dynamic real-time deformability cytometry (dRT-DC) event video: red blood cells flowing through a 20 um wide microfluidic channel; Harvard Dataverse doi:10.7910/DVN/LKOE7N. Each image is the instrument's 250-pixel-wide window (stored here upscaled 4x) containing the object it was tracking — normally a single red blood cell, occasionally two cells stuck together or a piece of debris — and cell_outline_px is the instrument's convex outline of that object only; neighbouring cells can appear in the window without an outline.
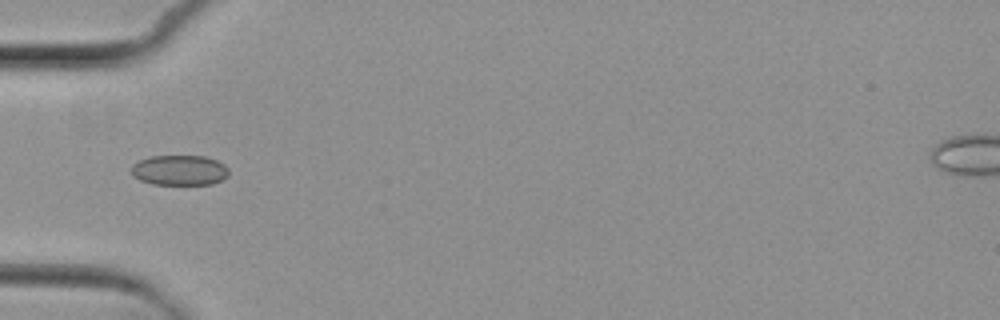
{"species": "common noctule bat (a hibernating species)", "species_latin": "Nyctalus noctula", "temperature_condition": "cold", "stored_images_in_passage": 8, "camera_frame_rate_fps": 3000, "um_per_image_px": 0.085, "animal": {"sex": "female", "body_mass_g": 29.2, "forearm_length_mm": 56.3}, "frame": {"image": 1, "passage_image": 6, "time_ms": 6.0, "image_size_px": [1000, 320], "cell_outline_px": [[228, 176], [212, 184], [152, 184], [140, 180], [132, 176], [132, 164], [140, 160], [152, 156], [204, 156], [216, 160], [224, 164], [228, 168]], "centroid_in_image_um": [15.25, 14.47], "position_along_channel_um": 69.7, "area_um2": 17.11}}
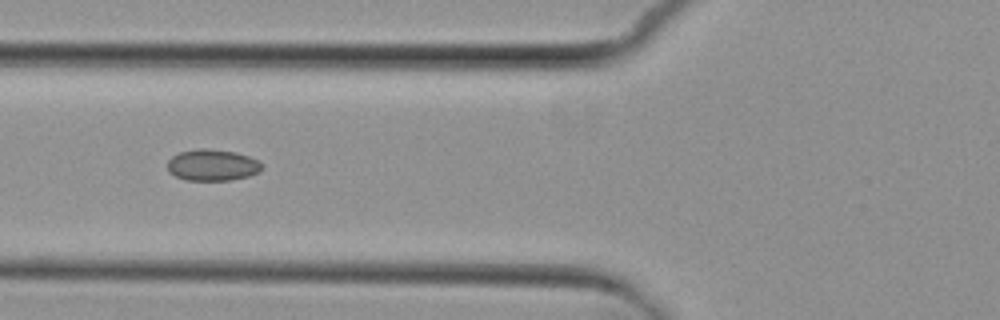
{"frame": {"image": 2, "passage_image": 7, "time_ms": 7.0, "image_size_px": [1000, 320], "cell_outline_px": [[264, 168], [260, 172], [248, 176], [228, 180], [188, 180], [176, 176], [168, 172], [168, 160], [172, 156], [180, 152], [196, 148], [208, 148], [236, 152], [260, 160], [264, 164]], "centroid_in_image_um": [18.09, 14.02], "position_along_channel_um": 107.7, "area_um2": 17.51}}
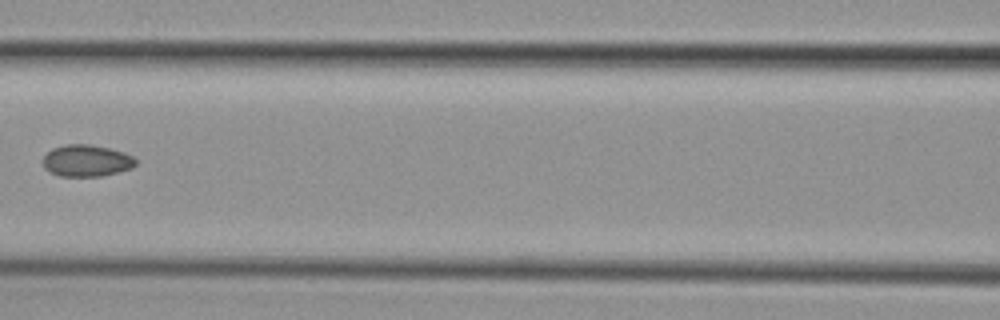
{"frame": {"image": 3, "passage_image": 8, "time_ms": 8.333, "image_size_px": [1000, 320], "cell_outline_px": [[136, 164], [132, 168], [100, 176], [60, 176], [48, 172], [44, 168], [44, 156], [52, 148], [64, 144], [92, 144], [124, 152], [132, 156], [136, 160]], "centroid_in_image_um": [7.34, 13.65], "position_along_channel_um": 159.3, "area_um2": 17.17}}